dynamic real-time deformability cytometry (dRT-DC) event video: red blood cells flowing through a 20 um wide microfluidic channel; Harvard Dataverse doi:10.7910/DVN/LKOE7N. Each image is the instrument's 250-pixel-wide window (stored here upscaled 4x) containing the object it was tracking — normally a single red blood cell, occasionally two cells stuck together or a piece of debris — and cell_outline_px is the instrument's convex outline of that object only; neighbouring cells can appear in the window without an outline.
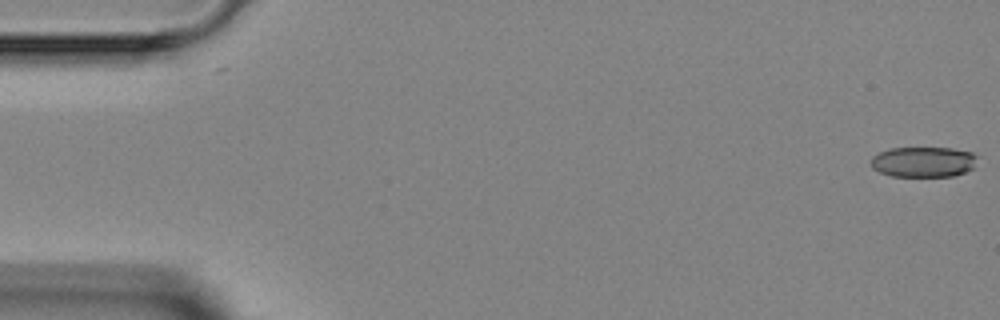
{"species": "Egyptian fruit bat (a non-hibernating species)", "species_latin": "Rousettus aegyptiacus", "temperature_condition": "room temperature", "stored_images_in_passage": 6, "camera_frame_rate_fps": 3000, "um_per_image_px": 0.085, "animal": {"sex": "female"}, "frame": {"image": 1, "passage_image": 1, "time_ms": 0.0, "image_size_px": [1000, 320], "cell_outline_px": [[980, 156], [976, 168], [952, 176], [892, 176], [880, 172], [872, 168], [868, 160], [872, 156], [880, 152], [892, 148], [952, 148], [972, 152]], "centroid_in_image_um": [78.54, 13.76], "position_along_channel_um": 6.5, "area_um2": 19.25}}
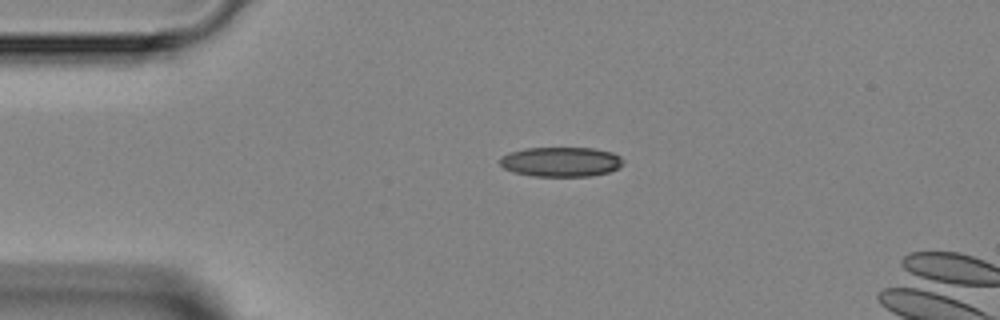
{"frame": {"image": 2, "passage_image": 4, "time_ms": 3.333, "image_size_px": [1000, 320], "cell_outline_px": [[624, 164], [608, 172], [592, 176], [532, 176], [512, 172], [504, 168], [500, 164], [500, 156], [524, 148], [592, 148], [612, 152], [620, 156], [624, 160]], "centroid_in_image_um": [47.68, 13.75], "position_along_channel_um": 37.3, "area_um2": 21.39}}